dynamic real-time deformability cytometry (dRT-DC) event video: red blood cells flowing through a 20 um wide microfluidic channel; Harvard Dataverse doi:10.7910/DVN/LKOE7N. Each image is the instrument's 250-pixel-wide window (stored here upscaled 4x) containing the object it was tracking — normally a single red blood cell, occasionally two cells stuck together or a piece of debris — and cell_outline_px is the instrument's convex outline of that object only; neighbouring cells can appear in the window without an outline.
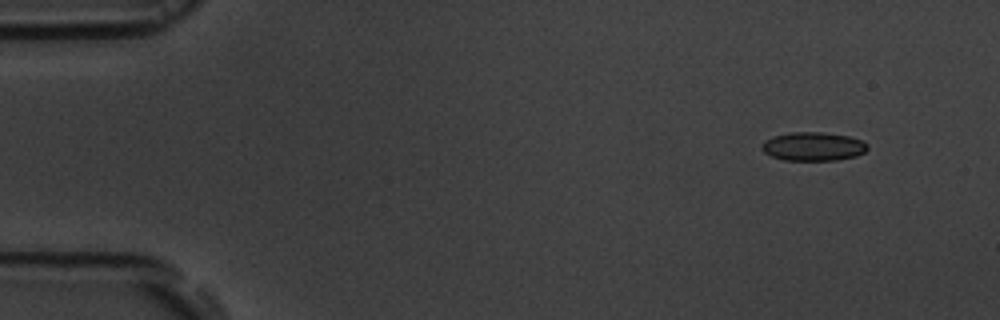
{"species": "common noctule bat (a hibernating species)", "species_latin": "Nyctalus noctula", "temperature_condition": "room temperature", "stored_images_in_passage": 4, "camera_frame_rate_fps": 3000, "um_per_image_px": 0.085, "animal": {"sex": "male", "body_mass_g": 19.5, "forearm_length_mm": 54.6}, "frame": {"image": 1, "passage_image": 1, "time_ms": 0.0, "image_size_px": [1000, 320], "cell_outline_px": [[868, 148], [864, 152], [856, 156], [836, 160], [784, 160], [772, 156], [764, 152], [760, 148], [760, 144], [764, 140], [772, 136], [792, 132], [820, 132], [848, 136], [860, 140], [868, 144]], "centroid_in_image_um": [69.08, 12.45], "position_along_channel_um": 15.9, "area_um2": 17.69}}
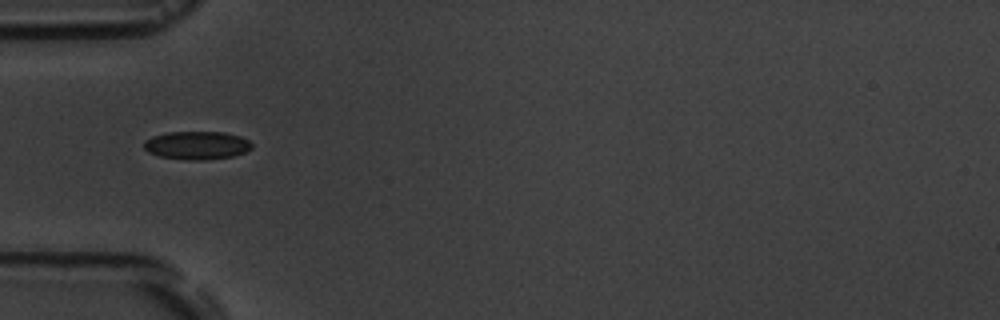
{"frame": {"image": 2, "passage_image": 4, "time_ms": 4.333, "image_size_px": [1000, 320], "cell_outline_px": [[252, 148], [244, 152], [232, 156], [204, 160], [188, 160], [160, 156], [148, 152], [144, 148], [144, 140], [152, 136], [168, 132], [224, 132], [240, 136], [248, 140], [252, 144]], "centroid_in_image_um": [16.72, 12.35], "position_along_channel_um": 68.3, "area_um2": 17.69}}